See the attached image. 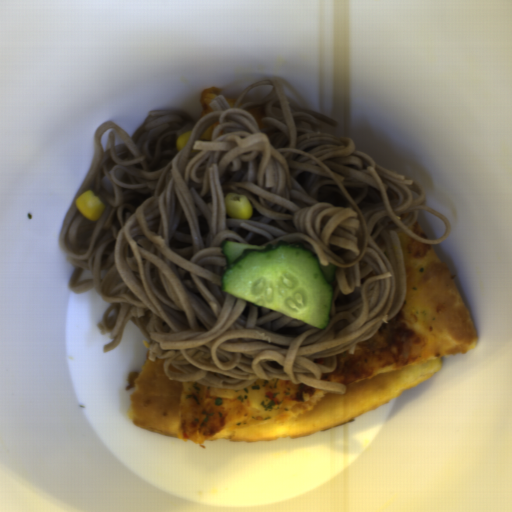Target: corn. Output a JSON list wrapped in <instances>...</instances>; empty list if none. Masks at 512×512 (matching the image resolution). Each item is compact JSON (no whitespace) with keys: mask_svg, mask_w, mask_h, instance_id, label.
<instances>
[{"mask_svg":"<svg viewBox=\"0 0 512 512\" xmlns=\"http://www.w3.org/2000/svg\"><path fill=\"white\" fill-rule=\"evenodd\" d=\"M76 210L79 214L91 221L97 220L104 212L105 206L99 196H95L90 189L75 200Z\"/></svg>","mask_w":512,"mask_h":512,"instance_id":"obj_1","label":"corn"},{"mask_svg":"<svg viewBox=\"0 0 512 512\" xmlns=\"http://www.w3.org/2000/svg\"><path fill=\"white\" fill-rule=\"evenodd\" d=\"M227 215L233 219H250L252 215V206L246 196L230 192L226 195L224 201Z\"/></svg>","mask_w":512,"mask_h":512,"instance_id":"obj_2","label":"corn"},{"mask_svg":"<svg viewBox=\"0 0 512 512\" xmlns=\"http://www.w3.org/2000/svg\"><path fill=\"white\" fill-rule=\"evenodd\" d=\"M190 132H184L181 135L177 136L175 146L177 147L178 150L186 147V145L190 139Z\"/></svg>","mask_w":512,"mask_h":512,"instance_id":"obj_3","label":"corn"}]
</instances>
